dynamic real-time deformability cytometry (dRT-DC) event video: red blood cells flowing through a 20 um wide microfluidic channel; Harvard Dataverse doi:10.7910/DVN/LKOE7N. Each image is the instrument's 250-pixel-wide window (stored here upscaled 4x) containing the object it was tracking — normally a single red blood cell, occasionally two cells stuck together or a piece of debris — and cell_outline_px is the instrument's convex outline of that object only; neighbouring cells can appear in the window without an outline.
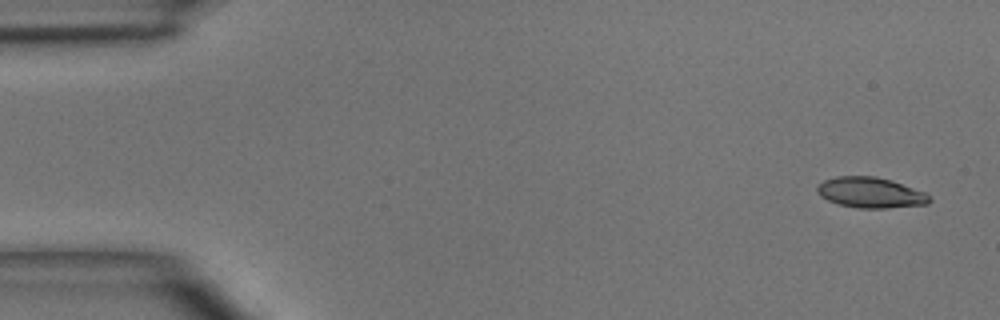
{"species": "common noctule bat (a hibernating species)", "species_latin": "Nyctalus noctula", "temperature_condition": "room temperature", "stored_images_in_passage": 6, "camera_frame_rate_fps": 3000, "um_per_image_px": 0.085, "animal": {"sex": "male", "body_mass_g": 15.6}, "frame": {"image": 1, "passage_image": 1, "time_ms": 0.0, "image_size_px": [1000, 320], "cell_outline_px": [[932, 200], [928, 204], [884, 208], [860, 208], [840, 204], [828, 200], [820, 196], [816, 192], [816, 188], [824, 180], [836, 176], [876, 176], [892, 180], [924, 192]], "centroid_in_image_um": [73.98, 16.36], "position_along_channel_um": 11.0, "area_um2": 19.88}}
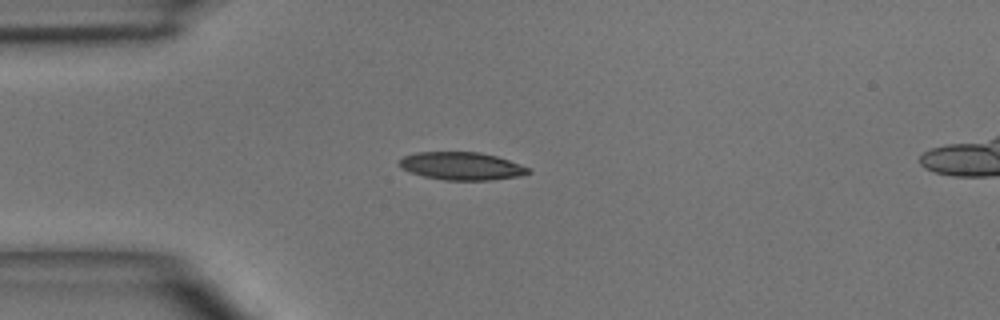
{"frame": {"image": 2, "passage_image": 4, "time_ms": 3.333, "image_size_px": [1000, 320], "cell_outline_px": [[532, 172], [520, 176], [492, 180], [444, 180], [424, 176], [408, 172], [400, 168], [400, 160], [404, 156], [416, 152], [480, 152], [496, 156], [508, 160], [528, 168]], "centroid_in_image_um": [39.21, 14.12], "position_along_channel_um": 45.8, "area_um2": 20.87}}